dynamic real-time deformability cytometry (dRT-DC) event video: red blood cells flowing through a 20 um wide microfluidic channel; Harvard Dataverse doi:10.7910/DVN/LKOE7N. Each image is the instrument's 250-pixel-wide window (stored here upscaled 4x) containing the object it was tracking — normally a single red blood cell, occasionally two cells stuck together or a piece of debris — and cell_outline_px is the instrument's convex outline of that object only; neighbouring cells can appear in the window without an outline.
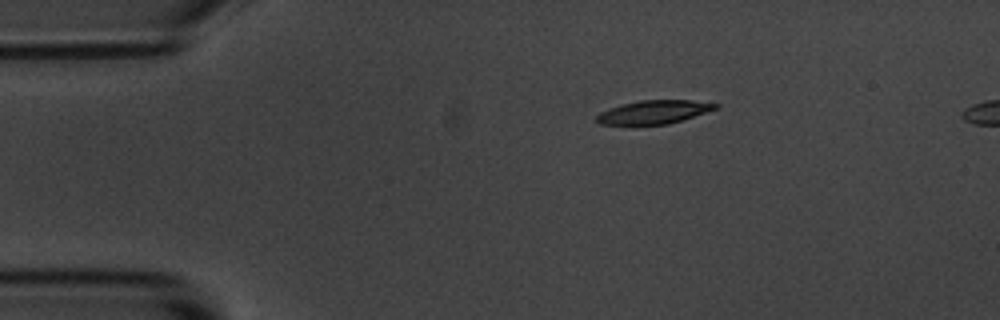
{"species": "common noctule bat (a hibernating species)", "species_latin": "Nyctalus noctula", "temperature_condition": "room temperature", "stored_images_in_passage": 3, "camera_frame_rate_fps": 3000, "um_per_image_px": 0.085, "animal": {"sex": "male", "body_mass_g": 20.1, "forearm_length_mm": 53.5}, "frame": {"image": 1, "passage_image": 3, "time_ms": 3.333, "image_size_px": [1000, 320], "cell_outline_px": [[720, 108], [668, 124], [600, 124], [596, 120], [596, 116], [600, 112], [620, 104], [640, 100], [692, 100], [720, 104]], "centroid_in_image_um": [55.61, 9.51], "position_along_channel_um": 29.4, "area_um2": 16.18}}